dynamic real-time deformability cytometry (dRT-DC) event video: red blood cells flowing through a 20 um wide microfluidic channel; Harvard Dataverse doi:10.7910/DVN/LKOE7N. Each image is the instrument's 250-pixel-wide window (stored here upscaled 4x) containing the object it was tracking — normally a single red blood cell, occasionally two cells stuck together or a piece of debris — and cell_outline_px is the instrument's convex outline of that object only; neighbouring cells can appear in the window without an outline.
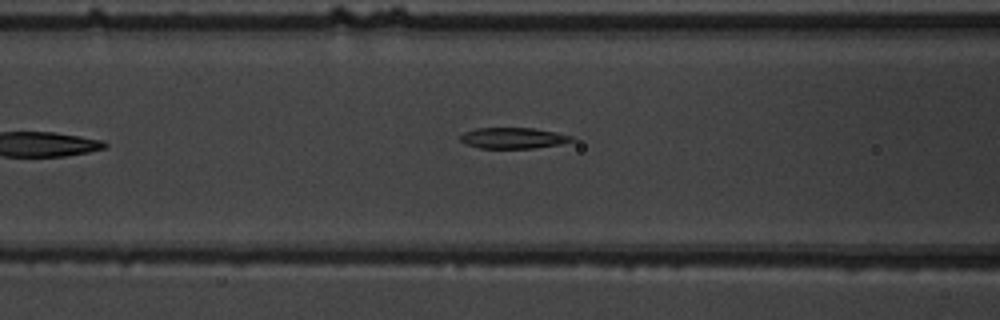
{"species": "common noctule bat (a hibernating species)", "species_latin": "Nyctalus noctula", "temperature_condition": "warm", "stored_images_in_passage": 8, "camera_frame_rate_fps": 3000, "um_per_image_px": 0.085, "animal": {"sex": "male", "body_mass_g": 19.5, "forearm_length_mm": 54.6}, "frame": {"image": 1, "passage_image": 7, "time_ms": 7.0, "image_size_px": [1000, 320], "cell_outline_px": [[576, 140], [560, 144], [532, 148], [480, 148], [468, 144], [460, 140], [460, 136], [464, 132], [476, 128], [532, 128], [556, 132], [572, 136]], "centroid_in_image_um": [43.64, 11.73], "position_along_channel_um": 123.0, "area_um2": 13.47}}
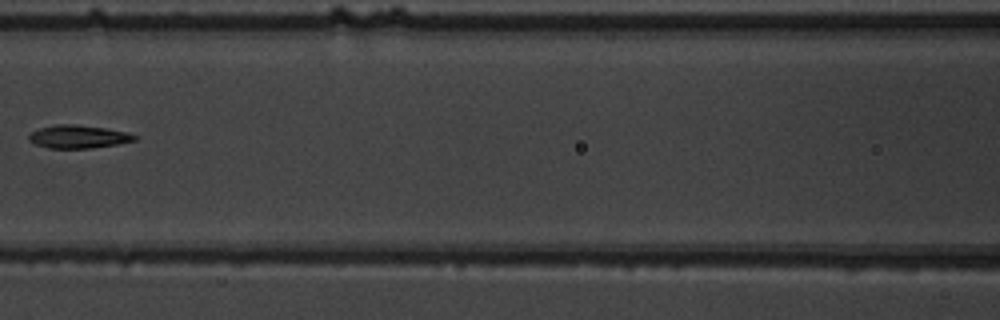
{"frame": {"image": 2, "passage_image": 8, "time_ms": 8.0, "image_size_px": [1000, 320], "cell_outline_px": [[140, 136], [136, 140], [116, 144], [92, 148], [48, 148], [36, 144], [28, 140], [28, 136], [32, 132], [40, 128], [56, 124], [76, 124], [104, 128], [128, 132]], "centroid_in_image_um": [6.68, 11.61], "position_along_channel_um": 159.9, "area_um2": 14.22}}